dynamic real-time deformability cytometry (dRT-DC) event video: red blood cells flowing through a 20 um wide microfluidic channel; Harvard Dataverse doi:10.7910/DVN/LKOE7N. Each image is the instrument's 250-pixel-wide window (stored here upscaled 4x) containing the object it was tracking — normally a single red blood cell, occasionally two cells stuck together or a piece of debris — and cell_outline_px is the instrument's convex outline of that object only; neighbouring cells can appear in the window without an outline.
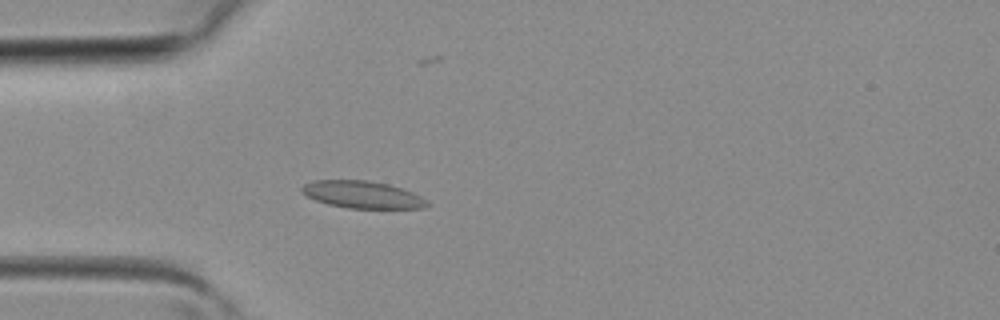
{"species": "common noctule bat (a hibernating species)", "species_latin": "Nyctalus noctula", "temperature_condition": "room temperature", "stored_images_in_passage": 41, "camera_frame_rate_fps": 3000, "um_per_image_px": 0.085, "animal": {"sex": "female", "body_mass_g": 19.3, "forearm_length_mm": 54.1}, "frame": {"image": 1, "passage_image": 11, "time_ms": 3.333, "image_size_px": [1000, 320], "cell_outline_px": [[432, 204], [424, 208], [348, 208], [328, 204], [316, 200], [300, 192], [300, 188], [304, 184], [312, 180], [368, 180], [388, 184], [412, 192], [428, 200]], "centroid_in_image_um": [30.8, 16.54], "position_along_channel_um": 54.2, "area_um2": 19.94}}
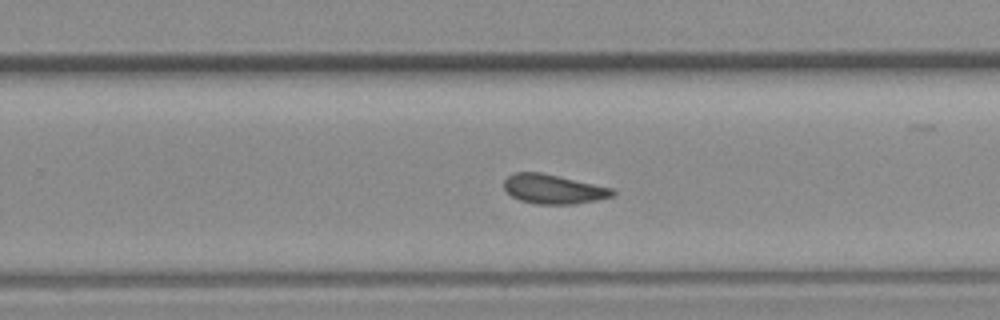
{"frame": {"image": 2, "passage_image": 25, "time_ms": 8.0, "image_size_px": [1000, 320], "cell_outline_px": [[616, 192], [612, 196], [596, 200], [572, 204], [536, 204], [520, 200], [512, 196], [504, 188], [504, 180], [512, 172], [540, 172], [560, 176], [612, 188]], "centroid_in_image_um": [47.01, 16.06], "position_along_channel_um": 282.8, "area_um2": 18.5}}
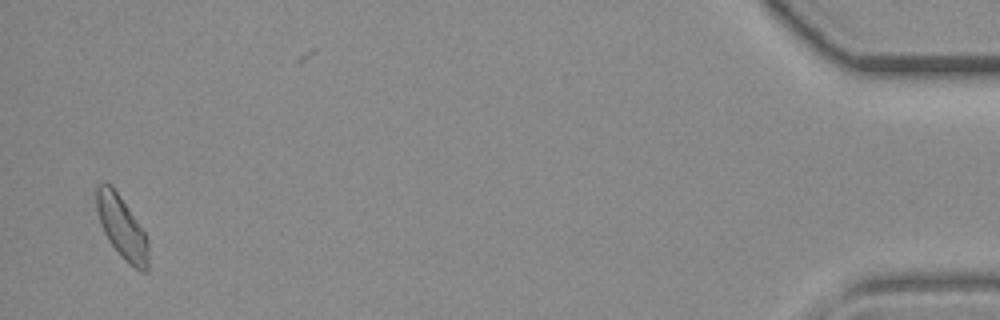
{"frame": {"image": 3, "passage_image": 39, "time_ms": 12.667, "image_size_px": [1000, 320], "cell_outline_px": [[148, 272], [140, 272], [128, 264], [120, 256], [108, 240], [100, 224], [96, 208], [96, 188], [100, 184], [112, 184], [144, 232], [148, 240]], "centroid_in_image_um": [10.36, 19.37], "position_along_channel_um": 424.8, "area_um2": 18.9}}